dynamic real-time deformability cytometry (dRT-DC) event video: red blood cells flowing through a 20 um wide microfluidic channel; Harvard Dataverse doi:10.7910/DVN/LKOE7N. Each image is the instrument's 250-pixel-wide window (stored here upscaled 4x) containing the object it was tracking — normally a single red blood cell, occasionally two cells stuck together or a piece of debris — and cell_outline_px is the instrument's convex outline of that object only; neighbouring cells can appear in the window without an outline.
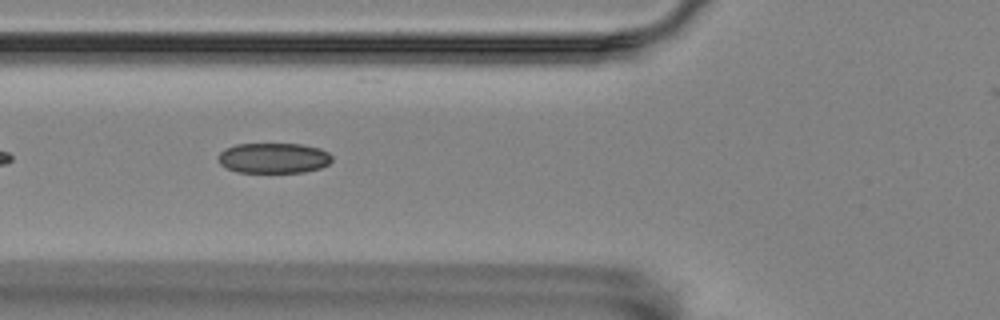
{"species": "Egyptian fruit bat (a non-hibernating species)", "species_latin": "Rousettus aegyptiacus", "temperature_condition": "room temperature", "stored_images_in_passage": 23, "camera_frame_rate_fps": 3000, "um_per_image_px": 0.085, "animal": {"sex": "female"}, "frame": {"image": 1, "passage_image": 4, "time_ms": 1.0, "image_size_px": [1000, 320], "cell_outline_px": [[332, 160], [328, 164], [320, 168], [304, 172], [236, 172], [220, 164], [220, 152], [224, 148], [236, 144], [304, 144], [320, 148], [328, 152], [332, 156]], "centroid_in_image_um": [23.28, 13.43], "position_along_channel_um": 102.5, "area_um2": 20.11}}